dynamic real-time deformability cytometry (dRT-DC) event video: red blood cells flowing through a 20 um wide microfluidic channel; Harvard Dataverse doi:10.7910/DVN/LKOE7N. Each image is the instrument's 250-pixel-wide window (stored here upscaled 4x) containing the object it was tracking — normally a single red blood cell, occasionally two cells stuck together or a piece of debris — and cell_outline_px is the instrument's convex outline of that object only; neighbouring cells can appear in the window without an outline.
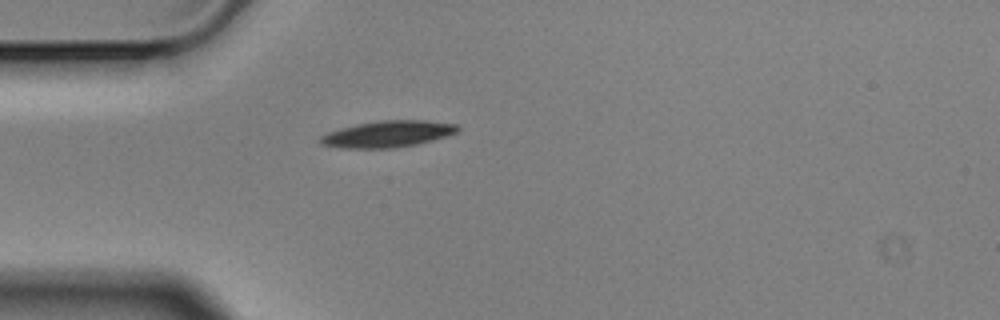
{"species": "Egyptian fruit bat (a non-hibernating species)", "species_latin": "Rousettus aegyptiacus", "temperature_condition": "cold", "stored_images_in_passage": 5, "camera_frame_rate_fps": 3000, "um_per_image_px": 0.085, "animal": {"sex": "male"}, "frame": {"image": 1, "passage_image": 5, "time_ms": 1.333, "image_size_px": [1000, 320], "cell_outline_px": [[460, 128], [456, 132], [448, 136], [416, 144], [396, 148], [340, 148], [320, 144], [316, 140], [320, 136], [328, 132], [340, 128], [356, 124], [380, 120], [424, 120], [456, 124]], "centroid_in_image_um": [32.91, 11.39], "position_along_channel_um": 52.1, "area_um2": 21.33}}